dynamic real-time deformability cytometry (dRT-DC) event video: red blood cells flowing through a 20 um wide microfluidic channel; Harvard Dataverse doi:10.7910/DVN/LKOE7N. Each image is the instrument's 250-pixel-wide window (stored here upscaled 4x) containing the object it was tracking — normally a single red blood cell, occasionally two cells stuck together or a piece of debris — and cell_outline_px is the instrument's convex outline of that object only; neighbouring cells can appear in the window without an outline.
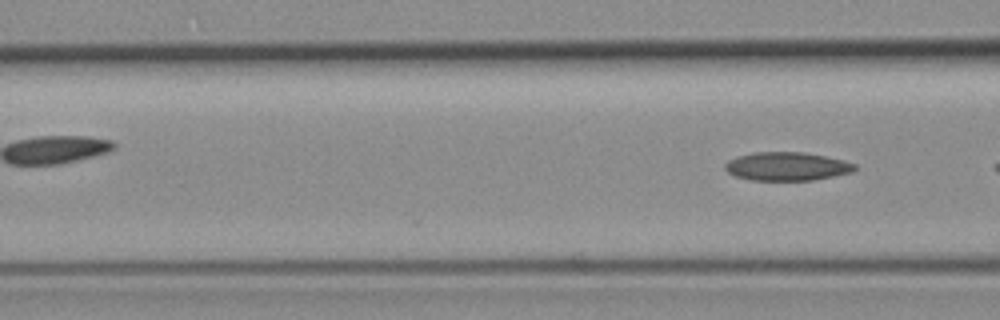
{"species": "common noctule bat (a hibernating species)", "species_latin": "Nyctalus noctula", "temperature_condition": "room temperature", "stored_images_in_passage": 3, "segment_of_instrument_passage": [2, 2], "camera_frame_rate_fps": 3000, "um_per_image_px": 0.085, "animal": {"sex": "female", "body_mass_g": 19.3, "forearm_length_mm": 54.1}, "frame": {"image": 1, "passage_image": 3, "time_ms": 2.333, "image_size_px": [1000, 320], "cell_outline_px": [[856, 168], [852, 172], [812, 180], [752, 180], [736, 176], [728, 172], [724, 168], [724, 164], [728, 160], [740, 156], [756, 152], [804, 152], [844, 160], [856, 164]], "centroid_in_image_um": [66.89, 14.14], "position_along_channel_um": 99.7, "area_um2": 21.33}}